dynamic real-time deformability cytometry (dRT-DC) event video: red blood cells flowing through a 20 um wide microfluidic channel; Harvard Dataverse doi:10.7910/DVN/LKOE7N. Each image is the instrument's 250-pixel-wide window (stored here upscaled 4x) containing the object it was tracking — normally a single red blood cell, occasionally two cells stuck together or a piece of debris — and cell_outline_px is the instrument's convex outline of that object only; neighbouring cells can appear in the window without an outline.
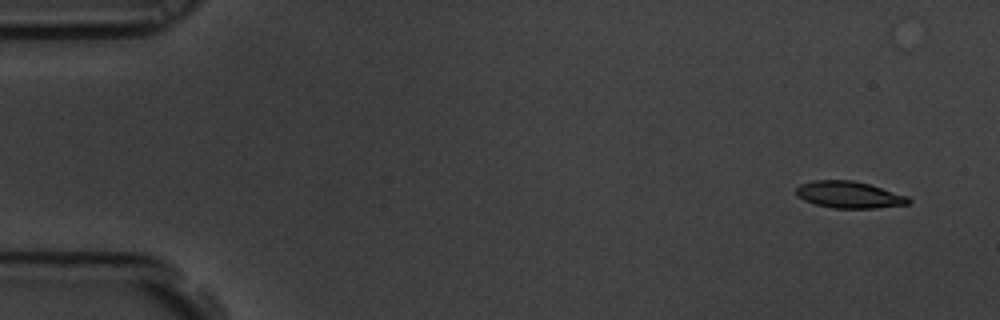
{"species": "common noctule bat (a hibernating species)", "species_latin": "Nyctalus noctula", "temperature_condition": "room temperature", "stored_images_in_passage": 5, "camera_frame_rate_fps": 3000, "um_per_image_px": 0.085, "animal": {"sex": "male", "body_mass_g": 19.5, "forearm_length_mm": 54.6}, "frame": {"image": 1, "passage_image": 1, "time_ms": 0.0, "image_size_px": [1000, 320], "cell_outline_px": [[912, 200], [908, 204], [876, 208], [832, 208], [816, 204], [804, 200], [796, 196], [796, 188], [800, 184], [812, 180], [852, 180], [868, 184], [908, 196]], "centroid_in_image_um": [72.15, 16.55], "position_along_channel_um": 12.8, "area_um2": 17.51}}
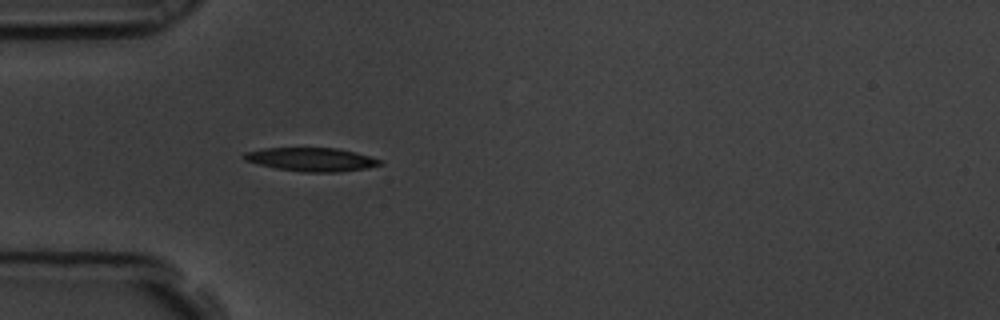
{"frame": {"image": 2, "passage_image": 5, "time_ms": 1.333, "image_size_px": [1000, 320], "cell_outline_px": [[384, 164], [368, 168], [340, 172], [304, 172], [276, 168], [244, 160], [240, 156], [244, 152], [264, 148], [336, 148], [368, 156], [380, 160]], "centroid_in_image_um": [26.44, 13.56], "position_along_channel_um": 58.6, "area_um2": 18.55}}